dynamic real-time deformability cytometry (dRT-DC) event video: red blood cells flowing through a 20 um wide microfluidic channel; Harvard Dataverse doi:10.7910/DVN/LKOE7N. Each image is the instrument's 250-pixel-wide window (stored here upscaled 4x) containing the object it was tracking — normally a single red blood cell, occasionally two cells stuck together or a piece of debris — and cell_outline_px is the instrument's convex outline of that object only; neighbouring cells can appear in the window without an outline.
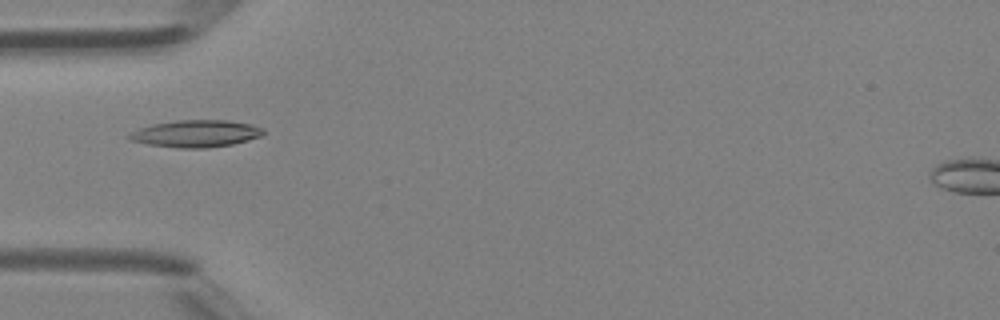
{"species": "Egyptian fruit bat (a non-hibernating species)", "species_latin": "Rousettus aegyptiacus", "temperature_condition": "room temperature", "stored_images_in_passage": 38, "camera_frame_rate_fps": 3000, "um_per_image_px": 0.085, "animal": {"sex": "female"}, "frame": {"image": 1, "passage_image": 7, "time_ms": 2.0, "image_size_px": [1000, 320], "cell_outline_px": [[264, 136], [232, 144], [208, 148], [180, 148], [148, 144], [132, 140], [124, 136], [140, 128], [152, 124], [176, 120], [228, 120], [252, 124], [264, 128]], "centroid_in_image_um": [16.69, 11.35], "position_along_channel_um": 68.3, "area_um2": 21.27}}
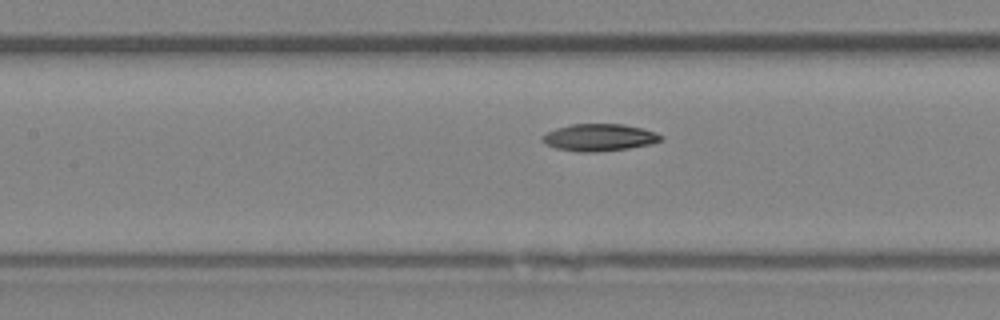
{"frame": {"image": 2, "passage_image": 13, "time_ms": 4.0, "image_size_px": [1000, 320], "cell_outline_px": [[664, 140], [652, 144], [628, 148], [596, 152], [576, 152], [556, 148], [544, 144], [540, 140], [540, 136], [556, 128], [572, 124], [624, 124], [644, 128], [656, 132], [664, 136]], "centroid_in_image_um": [50.95, 11.68], "position_along_channel_um": 156.5, "area_um2": 19.07}}
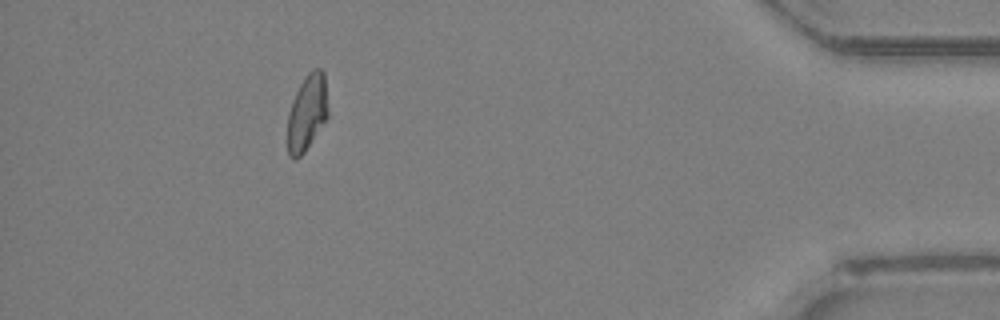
{"frame": {"image": 3, "passage_image": 34, "time_ms": 11.0, "image_size_px": [1000, 320], "cell_outline_px": [[328, 116], [304, 152], [296, 160], [288, 156], [288, 112], [292, 100], [304, 76], [312, 68], [320, 68], [324, 72], [328, 112]], "centroid_in_image_um": [26.09, 9.55], "position_along_channel_um": 409.1, "area_um2": 17.92}, "authors_computed_cell_mechanics": {"area_um2": 18.5827, "velocity_mm_per_s": 4.4189, "shape_relaxation_time_tau1_ms": 5.9671, "shape_relaxation_time_tau2_ms": null, "deformation_change_tau1": 0.1702, "deformation_change_tau2": null}}